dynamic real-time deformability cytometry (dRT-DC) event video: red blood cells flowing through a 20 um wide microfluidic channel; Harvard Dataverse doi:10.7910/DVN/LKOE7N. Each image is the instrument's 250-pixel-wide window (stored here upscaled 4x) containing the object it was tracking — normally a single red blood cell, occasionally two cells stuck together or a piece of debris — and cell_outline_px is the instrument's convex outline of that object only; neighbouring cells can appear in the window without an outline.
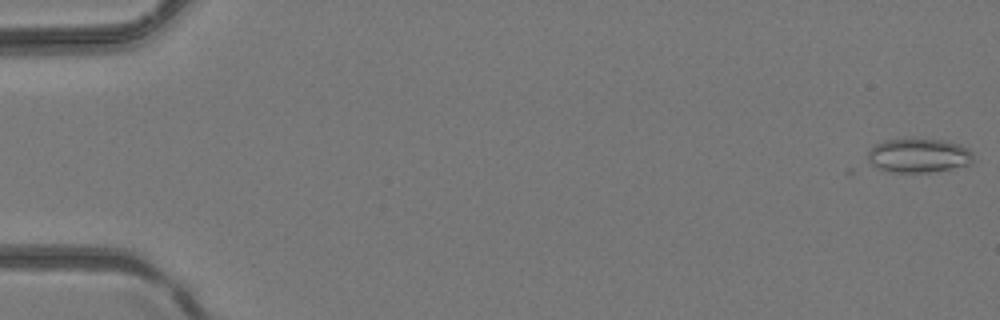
{"species": "common noctule bat (a hibernating species)", "species_latin": "Nyctalus noctula", "temperature_condition": "room temperature", "stored_images_in_passage": 47, "camera_frame_rate_fps": 3000, "um_per_image_px": 0.085, "animal": {"sex": "female", "body_mass_g": 24.6, "forearm_length_mm": 56.2}, "frame": {"image": 1, "passage_image": 1, "time_ms": 0.0, "image_size_px": [1000, 320], "cell_outline_px": [[972, 164], [952, 168], [928, 172], [888, 172], [872, 164], [868, 160], [868, 152], [876, 144], [884, 140], [912, 136], [944, 140], [960, 144], [968, 148], [972, 152]], "centroid_in_image_um": [78.09, 13.17], "position_along_channel_um": 6.9, "area_um2": 21.5}}
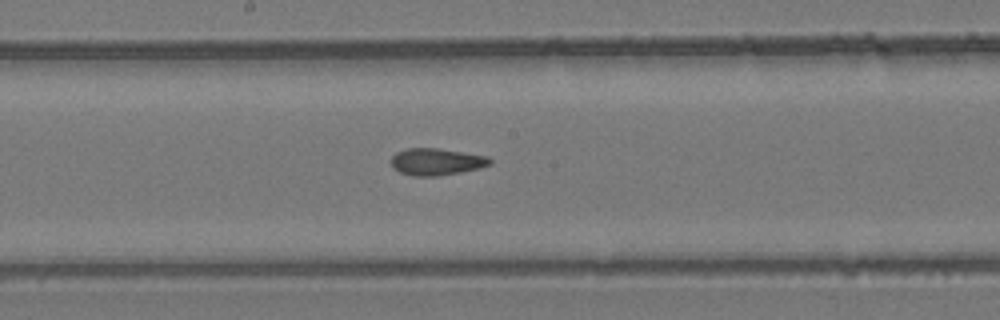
{"frame": {"image": 2, "passage_image": 26, "time_ms": 8.333, "image_size_px": [1000, 320], "cell_outline_px": [[492, 164], [460, 172], [436, 176], [412, 176], [400, 172], [392, 168], [392, 156], [396, 152], [408, 148], [436, 148], [488, 156], [492, 160]], "centroid_in_image_um": [37.07, 13.74], "position_along_channel_um": 211.1, "area_um2": 15.37}}
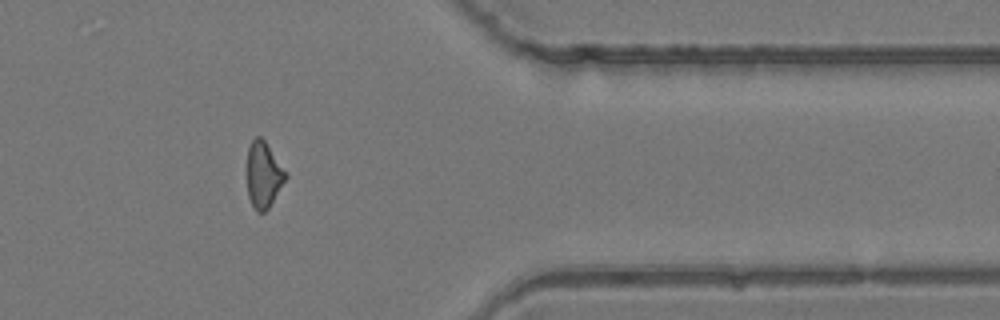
{"frame": {"image": 3, "passage_image": 39, "time_ms": 12.667, "image_size_px": [1000, 320], "cell_outline_px": [[288, 176], [268, 208], [264, 212], [256, 212], [248, 196], [248, 148], [252, 140], [256, 136], [260, 136], [264, 140], [288, 172]], "centroid_in_image_um": [22.42, 14.85], "position_along_channel_um": 389.0, "area_um2": 14.74}}